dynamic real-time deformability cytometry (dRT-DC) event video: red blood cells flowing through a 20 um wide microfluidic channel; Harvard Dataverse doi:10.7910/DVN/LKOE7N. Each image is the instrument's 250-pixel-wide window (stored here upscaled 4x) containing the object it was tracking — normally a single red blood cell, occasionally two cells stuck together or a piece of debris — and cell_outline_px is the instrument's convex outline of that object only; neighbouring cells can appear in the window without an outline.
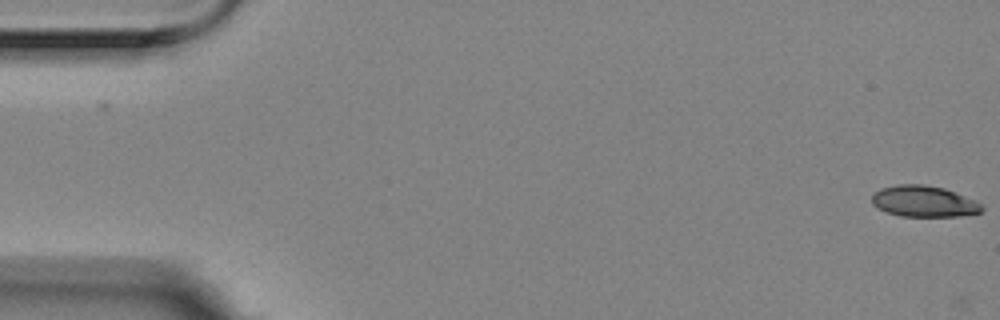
{"species": "Egyptian fruit bat (a non-hibernating species)", "species_latin": "Rousettus aegyptiacus", "temperature_condition": "room temperature", "stored_images_in_passage": 6, "segment_of_instrument_passage": [2, 2], "camera_frame_rate_fps": 3000, "um_per_image_px": 0.085, "animal": {"sex": "female"}, "frame": {"image": 1, "passage_image": 6, "time_ms": 1.667, "image_size_px": [1000, 320], "cell_outline_px": [[984, 208], [980, 212], [960, 216], [900, 216], [876, 208], [872, 204], [872, 196], [880, 188], [896, 184], [924, 184], [944, 188], [976, 200]], "centroid_in_image_um": [78.51, 17.11], "position_along_channel_um": 6.5, "area_um2": 20.0}}